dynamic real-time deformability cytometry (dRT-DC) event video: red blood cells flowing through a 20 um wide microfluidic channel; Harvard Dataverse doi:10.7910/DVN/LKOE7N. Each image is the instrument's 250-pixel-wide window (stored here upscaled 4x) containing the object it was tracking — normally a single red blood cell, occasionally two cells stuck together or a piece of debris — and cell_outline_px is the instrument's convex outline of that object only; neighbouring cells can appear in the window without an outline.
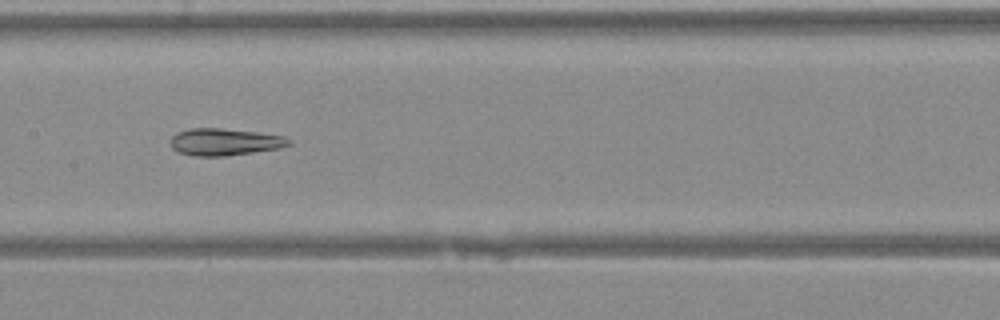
{"species": "Egyptian fruit bat (a non-hibernating species)", "species_latin": "Rousettus aegyptiacus", "temperature_condition": "warm", "stored_images_in_passage": 29, "camera_frame_rate_fps": 3000, "um_per_image_px": 0.085, "animal": {"sex": "female"}, "frame": {"image": 1, "passage_image": 9, "time_ms": 2.667, "image_size_px": [1000, 320], "cell_outline_px": [[292, 144], [280, 148], [224, 156], [192, 156], [176, 152], [172, 148], [172, 136], [176, 132], [188, 128], [220, 128], [256, 132], [284, 136], [292, 140]], "centroid_in_image_um": [19.08, 12.06], "position_along_channel_um": 188.3, "area_um2": 18.73}}
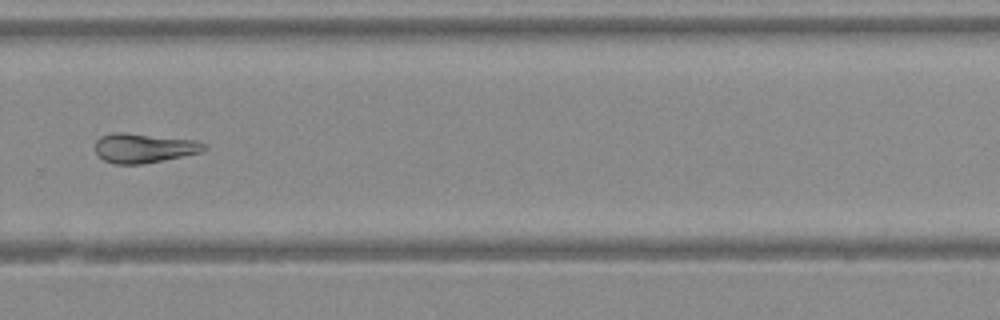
{"frame": {"image": 2, "passage_image": 17, "time_ms": 5.333, "image_size_px": [1000, 320], "cell_outline_px": [[208, 148], [200, 152], [184, 156], [144, 164], [112, 164], [104, 160], [96, 152], [96, 140], [100, 136], [112, 132], [124, 132], [196, 140], [208, 144]], "centroid_in_image_um": [12.25, 12.58], "position_along_channel_um": 317.5, "area_um2": 18.9}}